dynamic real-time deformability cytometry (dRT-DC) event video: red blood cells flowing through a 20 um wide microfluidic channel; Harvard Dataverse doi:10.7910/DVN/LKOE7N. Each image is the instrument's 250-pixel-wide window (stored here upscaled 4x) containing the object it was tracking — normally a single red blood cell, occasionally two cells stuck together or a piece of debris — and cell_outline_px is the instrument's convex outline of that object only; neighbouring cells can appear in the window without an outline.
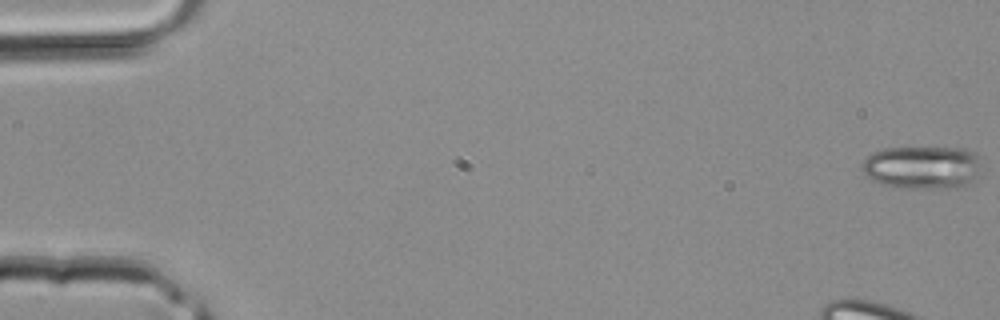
{"species": "common noctule bat (a hibernating species)", "species_latin": "Nyctalus noctula", "temperature_condition": "room temperature", "stored_images_in_passage": 40, "camera_frame_rate_fps": 3000, "um_per_image_px": 0.085, "animal": {"sex": "male", "body_mass_g": 20.4}, "frame": {"image": 1, "passage_image": 1, "time_ms": 0.0, "image_size_px": [1000, 320], "cell_outline_px": [[980, 176], [964, 188], [896, 188], [880, 184], [872, 180], [860, 168], [860, 164], [872, 152], [884, 148], [964, 148], [976, 152], [980, 160]], "centroid_in_image_um": [78.44, 14.24], "position_along_channel_um": 6.6, "area_um2": 30.75}}